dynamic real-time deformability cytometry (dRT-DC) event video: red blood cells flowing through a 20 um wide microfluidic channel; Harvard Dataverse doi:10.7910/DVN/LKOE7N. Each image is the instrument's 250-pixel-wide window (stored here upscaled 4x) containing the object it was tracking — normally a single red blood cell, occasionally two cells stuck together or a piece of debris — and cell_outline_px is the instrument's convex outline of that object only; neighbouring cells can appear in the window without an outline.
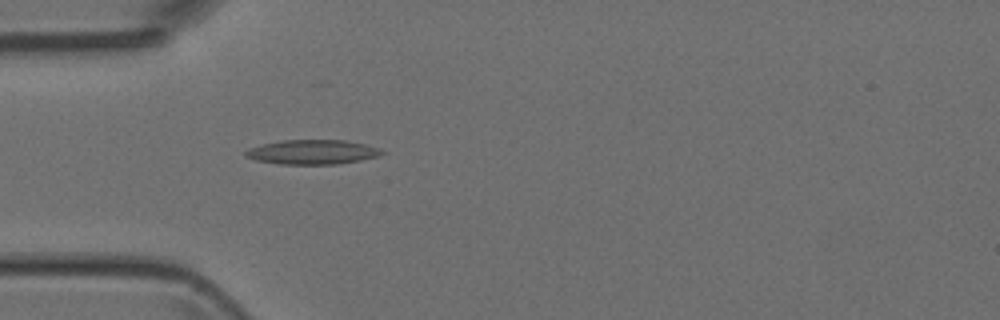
{"species": "Egyptian fruit bat (a non-hibernating species)", "species_latin": "Rousettus aegyptiacus", "temperature_condition": "room temperature", "stored_images_in_passage": 5, "camera_frame_rate_fps": 3000, "um_per_image_px": 0.085, "animal": {"sex": "female"}, "frame": {"image": 1, "passage_image": 5, "time_ms": 4.333, "image_size_px": [1000, 320], "cell_outline_px": [[388, 152], [376, 156], [360, 160], [336, 164], [280, 164], [256, 160], [244, 156], [244, 152], [248, 148], [264, 144], [284, 140], [344, 140], [368, 144], [380, 148]], "centroid_in_image_um": [26.58, 12.92], "position_along_channel_um": 58.4, "area_um2": 19.48}}